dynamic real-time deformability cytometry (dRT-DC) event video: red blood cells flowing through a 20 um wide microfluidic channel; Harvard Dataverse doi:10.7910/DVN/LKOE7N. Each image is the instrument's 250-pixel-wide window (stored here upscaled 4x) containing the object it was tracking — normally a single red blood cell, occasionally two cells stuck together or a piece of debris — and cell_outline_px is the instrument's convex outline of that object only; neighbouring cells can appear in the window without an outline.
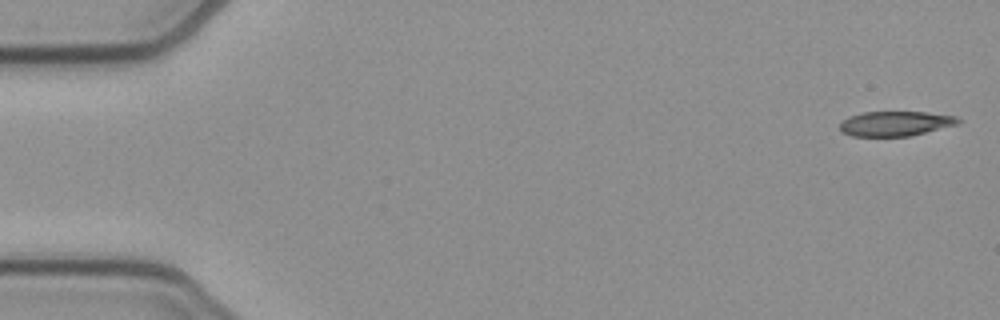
{"species": "common noctule bat (a hibernating species)", "species_latin": "Nyctalus noctula", "temperature_condition": "cold", "stored_images_in_passage": 50, "camera_frame_rate_fps": 3000, "um_per_image_px": 0.085, "animal": {"sex": "female", "body_mass_g": 21.9}, "frame": {"image": 1, "passage_image": 1, "time_ms": 0.0, "image_size_px": [1000, 320], "cell_outline_px": [[960, 124], [908, 136], [852, 136], [840, 132], [840, 124], [848, 116], [864, 112], [924, 112], [956, 116], [960, 120]], "centroid_in_image_um": [76.1, 10.5], "position_along_channel_um": 8.9, "area_um2": 17.05}}
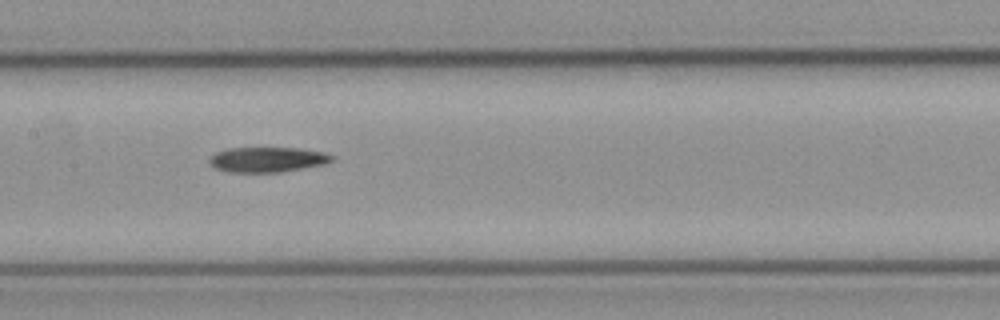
{"frame": {"image": 2, "passage_image": 25, "time_ms": 8.0, "image_size_px": [1000, 320], "cell_outline_px": [[332, 160], [324, 164], [280, 172], [224, 172], [208, 164], [208, 160], [216, 152], [228, 148], [300, 148], [324, 152], [332, 156]], "centroid_in_image_um": [22.67, 13.56], "position_along_channel_um": 184.7, "area_um2": 17.86}}
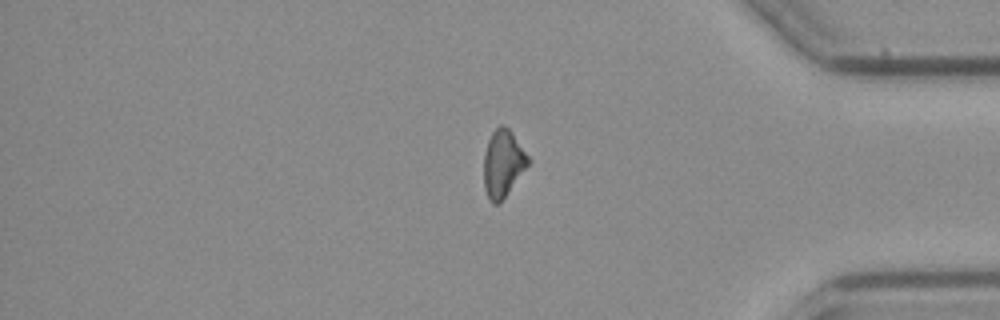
{"frame": {"image": 3, "passage_image": 43, "time_ms": 14.0, "image_size_px": [1000, 320], "cell_outline_px": [[528, 164], [500, 204], [492, 204], [488, 200], [484, 188], [484, 152], [488, 140], [492, 132], [500, 124], [504, 124], [512, 132], [528, 156]], "centroid_in_image_um": [42.71, 13.91], "position_along_channel_um": 392.5, "area_um2": 17.28}}